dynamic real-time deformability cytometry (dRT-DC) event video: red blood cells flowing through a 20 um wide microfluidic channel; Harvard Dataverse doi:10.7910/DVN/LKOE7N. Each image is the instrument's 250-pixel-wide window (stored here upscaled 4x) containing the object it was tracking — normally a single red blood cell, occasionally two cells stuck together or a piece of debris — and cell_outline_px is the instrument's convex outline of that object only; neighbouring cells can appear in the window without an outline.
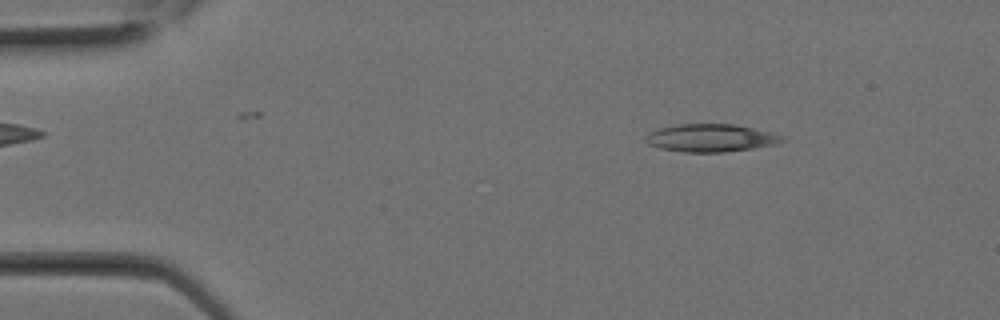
{"species": "Egyptian fruit bat (a non-hibernating species)", "species_latin": "Rousettus aegyptiacus", "temperature_condition": "room temperature", "stored_images_in_passage": 2, "camera_frame_rate_fps": 3000, "um_per_image_px": 0.085, "animal": {"sex": "female"}, "frame": {"image": 1, "passage_image": 2, "time_ms": 0.333, "image_size_px": [1000, 320], "cell_outline_px": [[784, 140], [776, 144], [752, 148], [724, 152], [684, 152], [660, 148], [648, 144], [644, 140], [644, 136], [660, 128], [676, 124], [736, 124], [772, 132], [784, 136]], "centroid_in_image_um": [60.42, 11.72], "position_along_channel_um": 24.6, "area_um2": 22.08}}